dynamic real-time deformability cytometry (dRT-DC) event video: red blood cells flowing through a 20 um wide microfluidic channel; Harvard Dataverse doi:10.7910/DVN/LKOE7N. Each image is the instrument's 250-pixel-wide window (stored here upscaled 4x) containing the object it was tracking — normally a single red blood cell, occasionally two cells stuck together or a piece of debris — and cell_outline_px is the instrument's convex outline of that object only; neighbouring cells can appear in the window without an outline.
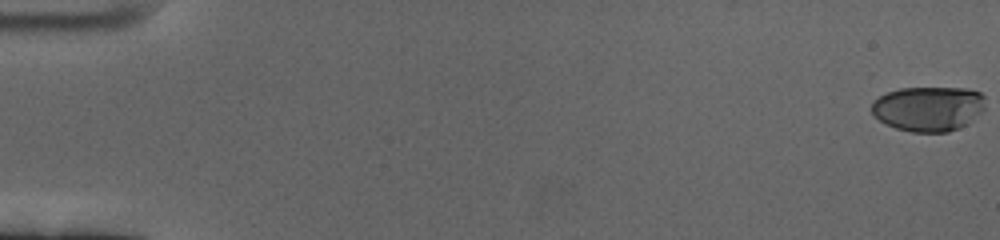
{"species": "human", "species_latin": "Homo sapiens", "temperature_condition": "cold", "stored_images_in_passage": 62, "camera_frame_rate_fps": 3000, "um_per_image_px": 0.085, "donor": {"sex": "female"}, "frame": {"image": 1, "passage_image": 1, "time_ms": 0.0, "image_size_px": [1000, 240], "cell_outline_px": [[984, 108], [968, 124], [960, 128], [948, 132], [912, 132], [896, 128], [872, 116], [872, 100], [888, 92], [900, 88], [968, 88], [980, 92], [984, 96]], "centroid_in_image_um": [78.91, 9.23], "position_along_channel_um": 6.1, "area_um2": 29.82}}
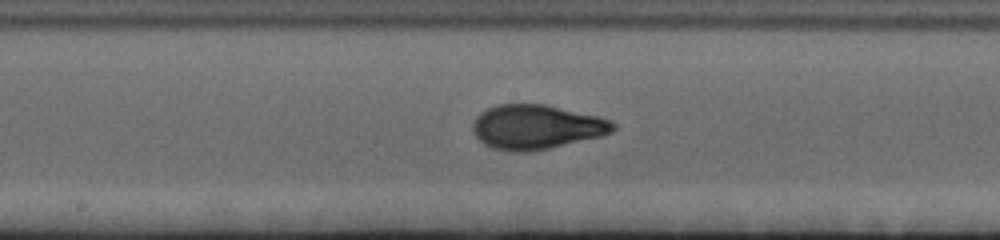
{"frame": {"image": 2, "passage_image": 34, "time_ms": 11.0, "image_size_px": [1000, 240], "cell_outline_px": [[616, 128], [612, 132], [600, 136], [548, 148], [528, 152], [512, 152], [492, 148], [484, 144], [472, 132], [472, 124], [476, 116], [480, 112], [496, 104], [544, 104], [600, 116], [612, 120], [616, 124]], "centroid_in_image_um": [45.58, 10.78], "position_along_channel_um": 202.6, "area_um2": 36.47}}
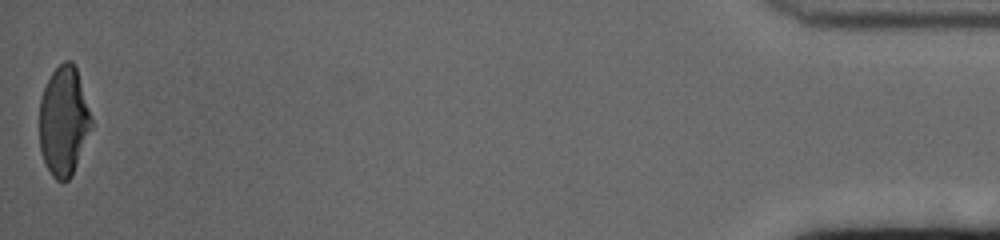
{"frame": {"image": 3, "passage_image": 62, "time_ms": 20.333, "image_size_px": [1000, 240], "cell_outline_px": [[92, 128], [72, 176], [68, 180], [56, 180], [52, 176], [44, 160], [40, 148], [40, 100], [44, 88], [52, 72], [64, 60], [72, 60], [76, 68], [92, 116]], "centroid_in_image_um": [5.43, 10.29], "position_along_channel_um": 429.8, "area_um2": 33.0}, "authors_computed_cell_mechanics": {"area_um2": 34.5066, "velocity_mm_per_s": 3.3755, "shape_relaxation_time_tau1_ms": 4.9823, "shape_relaxation_time_tau2_ms": 0.9567, "deformation_change_tau1": 0.2032, "deformation_change_tau2": 0.0651}}